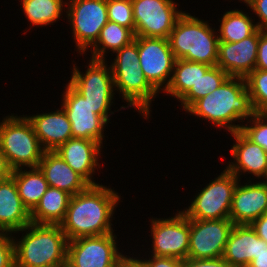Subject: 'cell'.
<instances>
[{
    "label": "cell",
    "mask_w": 267,
    "mask_h": 267,
    "mask_svg": "<svg viewBox=\"0 0 267 267\" xmlns=\"http://www.w3.org/2000/svg\"><path fill=\"white\" fill-rule=\"evenodd\" d=\"M250 225L255 230L257 236L267 243V213L254 220Z\"/></svg>",
    "instance_id": "41"
},
{
    "label": "cell",
    "mask_w": 267,
    "mask_h": 267,
    "mask_svg": "<svg viewBox=\"0 0 267 267\" xmlns=\"http://www.w3.org/2000/svg\"><path fill=\"white\" fill-rule=\"evenodd\" d=\"M145 261L146 267H180L181 261L174 257H164V256H152L145 251ZM148 256V257H147Z\"/></svg>",
    "instance_id": "38"
},
{
    "label": "cell",
    "mask_w": 267,
    "mask_h": 267,
    "mask_svg": "<svg viewBox=\"0 0 267 267\" xmlns=\"http://www.w3.org/2000/svg\"><path fill=\"white\" fill-rule=\"evenodd\" d=\"M88 59L89 63H85L88 66H84L87 68L84 72L76 66V62L72 63L70 69L72 73L68 83L87 100L94 113L111 124V117L117 111L111 110L116 100V92L109 61Z\"/></svg>",
    "instance_id": "6"
},
{
    "label": "cell",
    "mask_w": 267,
    "mask_h": 267,
    "mask_svg": "<svg viewBox=\"0 0 267 267\" xmlns=\"http://www.w3.org/2000/svg\"><path fill=\"white\" fill-rule=\"evenodd\" d=\"M31 223L30 212L23 205L17 185L10 175L0 181V224L13 233Z\"/></svg>",
    "instance_id": "23"
},
{
    "label": "cell",
    "mask_w": 267,
    "mask_h": 267,
    "mask_svg": "<svg viewBox=\"0 0 267 267\" xmlns=\"http://www.w3.org/2000/svg\"><path fill=\"white\" fill-rule=\"evenodd\" d=\"M25 18L33 27H48L62 20L67 0H18ZM64 18H63V17Z\"/></svg>",
    "instance_id": "25"
},
{
    "label": "cell",
    "mask_w": 267,
    "mask_h": 267,
    "mask_svg": "<svg viewBox=\"0 0 267 267\" xmlns=\"http://www.w3.org/2000/svg\"><path fill=\"white\" fill-rule=\"evenodd\" d=\"M234 227L230 218L219 220L190 219L188 257L213 259L222 257Z\"/></svg>",
    "instance_id": "14"
},
{
    "label": "cell",
    "mask_w": 267,
    "mask_h": 267,
    "mask_svg": "<svg viewBox=\"0 0 267 267\" xmlns=\"http://www.w3.org/2000/svg\"><path fill=\"white\" fill-rule=\"evenodd\" d=\"M61 93V107L66 113L72 127V138L96 141L100 144L105 139L104 132L109 125L101 116L94 113V109L87 100L79 94L69 83L64 84Z\"/></svg>",
    "instance_id": "13"
},
{
    "label": "cell",
    "mask_w": 267,
    "mask_h": 267,
    "mask_svg": "<svg viewBox=\"0 0 267 267\" xmlns=\"http://www.w3.org/2000/svg\"><path fill=\"white\" fill-rule=\"evenodd\" d=\"M261 251H267V243L257 236L251 225L234 224L222 257L232 267H247Z\"/></svg>",
    "instance_id": "21"
},
{
    "label": "cell",
    "mask_w": 267,
    "mask_h": 267,
    "mask_svg": "<svg viewBox=\"0 0 267 267\" xmlns=\"http://www.w3.org/2000/svg\"><path fill=\"white\" fill-rule=\"evenodd\" d=\"M229 75L220 67L211 66L197 84L192 85L191 89L178 101L183 111H187L197 100L207 96L217 89Z\"/></svg>",
    "instance_id": "30"
},
{
    "label": "cell",
    "mask_w": 267,
    "mask_h": 267,
    "mask_svg": "<svg viewBox=\"0 0 267 267\" xmlns=\"http://www.w3.org/2000/svg\"><path fill=\"white\" fill-rule=\"evenodd\" d=\"M108 20L129 28L135 34L131 0H107Z\"/></svg>",
    "instance_id": "32"
},
{
    "label": "cell",
    "mask_w": 267,
    "mask_h": 267,
    "mask_svg": "<svg viewBox=\"0 0 267 267\" xmlns=\"http://www.w3.org/2000/svg\"><path fill=\"white\" fill-rule=\"evenodd\" d=\"M255 69L267 70V32H262L259 36Z\"/></svg>",
    "instance_id": "39"
},
{
    "label": "cell",
    "mask_w": 267,
    "mask_h": 267,
    "mask_svg": "<svg viewBox=\"0 0 267 267\" xmlns=\"http://www.w3.org/2000/svg\"><path fill=\"white\" fill-rule=\"evenodd\" d=\"M187 113L229 134L241 130L243 122L251 118L255 111L245 78L229 76L212 93L197 100Z\"/></svg>",
    "instance_id": "2"
},
{
    "label": "cell",
    "mask_w": 267,
    "mask_h": 267,
    "mask_svg": "<svg viewBox=\"0 0 267 267\" xmlns=\"http://www.w3.org/2000/svg\"><path fill=\"white\" fill-rule=\"evenodd\" d=\"M38 168L50 187L58 188L75 195L86 190L90 184L76 173L54 151H45Z\"/></svg>",
    "instance_id": "22"
},
{
    "label": "cell",
    "mask_w": 267,
    "mask_h": 267,
    "mask_svg": "<svg viewBox=\"0 0 267 267\" xmlns=\"http://www.w3.org/2000/svg\"><path fill=\"white\" fill-rule=\"evenodd\" d=\"M117 236L113 232L68 241L66 267H115L124 252Z\"/></svg>",
    "instance_id": "12"
},
{
    "label": "cell",
    "mask_w": 267,
    "mask_h": 267,
    "mask_svg": "<svg viewBox=\"0 0 267 267\" xmlns=\"http://www.w3.org/2000/svg\"><path fill=\"white\" fill-rule=\"evenodd\" d=\"M103 148L104 146L96 141L71 138L54 152L90 185H98L100 183H97L93 176L99 170L101 171L103 164H105H100V159L104 156L102 155Z\"/></svg>",
    "instance_id": "17"
},
{
    "label": "cell",
    "mask_w": 267,
    "mask_h": 267,
    "mask_svg": "<svg viewBox=\"0 0 267 267\" xmlns=\"http://www.w3.org/2000/svg\"><path fill=\"white\" fill-rule=\"evenodd\" d=\"M264 182H267V175H266V177H265V179L263 180Z\"/></svg>",
    "instance_id": "47"
},
{
    "label": "cell",
    "mask_w": 267,
    "mask_h": 267,
    "mask_svg": "<svg viewBox=\"0 0 267 267\" xmlns=\"http://www.w3.org/2000/svg\"><path fill=\"white\" fill-rule=\"evenodd\" d=\"M23 205L31 212L48 189V182L37 168H19L11 172Z\"/></svg>",
    "instance_id": "26"
},
{
    "label": "cell",
    "mask_w": 267,
    "mask_h": 267,
    "mask_svg": "<svg viewBox=\"0 0 267 267\" xmlns=\"http://www.w3.org/2000/svg\"><path fill=\"white\" fill-rule=\"evenodd\" d=\"M115 54L113 60H109L111 70H130L140 68L138 44L133 40L130 44L124 46Z\"/></svg>",
    "instance_id": "34"
},
{
    "label": "cell",
    "mask_w": 267,
    "mask_h": 267,
    "mask_svg": "<svg viewBox=\"0 0 267 267\" xmlns=\"http://www.w3.org/2000/svg\"><path fill=\"white\" fill-rule=\"evenodd\" d=\"M175 214V215H174ZM151 225V249L152 256L174 257L183 260L188 257L190 240V219L179 209L176 213L166 218H149Z\"/></svg>",
    "instance_id": "9"
},
{
    "label": "cell",
    "mask_w": 267,
    "mask_h": 267,
    "mask_svg": "<svg viewBox=\"0 0 267 267\" xmlns=\"http://www.w3.org/2000/svg\"><path fill=\"white\" fill-rule=\"evenodd\" d=\"M238 181L232 198L229 214L233 224H251L267 213V182Z\"/></svg>",
    "instance_id": "19"
},
{
    "label": "cell",
    "mask_w": 267,
    "mask_h": 267,
    "mask_svg": "<svg viewBox=\"0 0 267 267\" xmlns=\"http://www.w3.org/2000/svg\"><path fill=\"white\" fill-rule=\"evenodd\" d=\"M12 170L9 168L5 156L0 150V181L7 179L11 175Z\"/></svg>",
    "instance_id": "43"
},
{
    "label": "cell",
    "mask_w": 267,
    "mask_h": 267,
    "mask_svg": "<svg viewBox=\"0 0 267 267\" xmlns=\"http://www.w3.org/2000/svg\"><path fill=\"white\" fill-rule=\"evenodd\" d=\"M134 38L135 34L129 28L108 21L101 29L96 43L87 51L91 53L89 58L107 60L106 57L109 56L110 52L112 55L124 46L130 44Z\"/></svg>",
    "instance_id": "29"
},
{
    "label": "cell",
    "mask_w": 267,
    "mask_h": 267,
    "mask_svg": "<svg viewBox=\"0 0 267 267\" xmlns=\"http://www.w3.org/2000/svg\"><path fill=\"white\" fill-rule=\"evenodd\" d=\"M241 131L267 152V113H255L243 122Z\"/></svg>",
    "instance_id": "33"
},
{
    "label": "cell",
    "mask_w": 267,
    "mask_h": 267,
    "mask_svg": "<svg viewBox=\"0 0 267 267\" xmlns=\"http://www.w3.org/2000/svg\"><path fill=\"white\" fill-rule=\"evenodd\" d=\"M121 197L117 190L102 183L72 195L65 219L60 224L68 241L117 231L113 229V215L123 202Z\"/></svg>",
    "instance_id": "1"
},
{
    "label": "cell",
    "mask_w": 267,
    "mask_h": 267,
    "mask_svg": "<svg viewBox=\"0 0 267 267\" xmlns=\"http://www.w3.org/2000/svg\"><path fill=\"white\" fill-rule=\"evenodd\" d=\"M49 267H66V266H49Z\"/></svg>",
    "instance_id": "46"
},
{
    "label": "cell",
    "mask_w": 267,
    "mask_h": 267,
    "mask_svg": "<svg viewBox=\"0 0 267 267\" xmlns=\"http://www.w3.org/2000/svg\"><path fill=\"white\" fill-rule=\"evenodd\" d=\"M243 4L256 16L253 18L257 21V29L267 32V0H247Z\"/></svg>",
    "instance_id": "35"
},
{
    "label": "cell",
    "mask_w": 267,
    "mask_h": 267,
    "mask_svg": "<svg viewBox=\"0 0 267 267\" xmlns=\"http://www.w3.org/2000/svg\"><path fill=\"white\" fill-rule=\"evenodd\" d=\"M247 267H267V251H261L257 256H254Z\"/></svg>",
    "instance_id": "42"
},
{
    "label": "cell",
    "mask_w": 267,
    "mask_h": 267,
    "mask_svg": "<svg viewBox=\"0 0 267 267\" xmlns=\"http://www.w3.org/2000/svg\"><path fill=\"white\" fill-rule=\"evenodd\" d=\"M12 233L0 238V267H15L14 241Z\"/></svg>",
    "instance_id": "36"
},
{
    "label": "cell",
    "mask_w": 267,
    "mask_h": 267,
    "mask_svg": "<svg viewBox=\"0 0 267 267\" xmlns=\"http://www.w3.org/2000/svg\"><path fill=\"white\" fill-rule=\"evenodd\" d=\"M257 29L238 42H219L217 66L231 77L246 78L256 68L259 36Z\"/></svg>",
    "instance_id": "18"
},
{
    "label": "cell",
    "mask_w": 267,
    "mask_h": 267,
    "mask_svg": "<svg viewBox=\"0 0 267 267\" xmlns=\"http://www.w3.org/2000/svg\"><path fill=\"white\" fill-rule=\"evenodd\" d=\"M239 179L226 167L201 187L181 212L189 219L219 220L229 218L234 189Z\"/></svg>",
    "instance_id": "7"
},
{
    "label": "cell",
    "mask_w": 267,
    "mask_h": 267,
    "mask_svg": "<svg viewBox=\"0 0 267 267\" xmlns=\"http://www.w3.org/2000/svg\"><path fill=\"white\" fill-rule=\"evenodd\" d=\"M12 235L15 267L66 266L68 239L60 225L31 222Z\"/></svg>",
    "instance_id": "3"
},
{
    "label": "cell",
    "mask_w": 267,
    "mask_h": 267,
    "mask_svg": "<svg viewBox=\"0 0 267 267\" xmlns=\"http://www.w3.org/2000/svg\"><path fill=\"white\" fill-rule=\"evenodd\" d=\"M140 69L148 83L163 93L170 83L175 57L166 38L135 36Z\"/></svg>",
    "instance_id": "11"
},
{
    "label": "cell",
    "mask_w": 267,
    "mask_h": 267,
    "mask_svg": "<svg viewBox=\"0 0 267 267\" xmlns=\"http://www.w3.org/2000/svg\"><path fill=\"white\" fill-rule=\"evenodd\" d=\"M180 267H232L223 257L213 259H193L187 257L181 261Z\"/></svg>",
    "instance_id": "37"
},
{
    "label": "cell",
    "mask_w": 267,
    "mask_h": 267,
    "mask_svg": "<svg viewBox=\"0 0 267 267\" xmlns=\"http://www.w3.org/2000/svg\"><path fill=\"white\" fill-rule=\"evenodd\" d=\"M135 36L168 39L177 20L185 11L175 0H131Z\"/></svg>",
    "instance_id": "10"
},
{
    "label": "cell",
    "mask_w": 267,
    "mask_h": 267,
    "mask_svg": "<svg viewBox=\"0 0 267 267\" xmlns=\"http://www.w3.org/2000/svg\"><path fill=\"white\" fill-rule=\"evenodd\" d=\"M130 253L131 251H129V255H126L128 254V252L125 254H122L117 260L115 267H146L145 261L142 257H140L142 255H140L138 251L135 252V255H134V252H132V254ZM136 253H138L139 256L136 255Z\"/></svg>",
    "instance_id": "40"
},
{
    "label": "cell",
    "mask_w": 267,
    "mask_h": 267,
    "mask_svg": "<svg viewBox=\"0 0 267 267\" xmlns=\"http://www.w3.org/2000/svg\"><path fill=\"white\" fill-rule=\"evenodd\" d=\"M9 234V232H7L3 226L0 224V238H3L5 236H7Z\"/></svg>",
    "instance_id": "44"
},
{
    "label": "cell",
    "mask_w": 267,
    "mask_h": 267,
    "mask_svg": "<svg viewBox=\"0 0 267 267\" xmlns=\"http://www.w3.org/2000/svg\"><path fill=\"white\" fill-rule=\"evenodd\" d=\"M45 151H55L72 138L71 123L62 107L54 111L25 115Z\"/></svg>",
    "instance_id": "20"
},
{
    "label": "cell",
    "mask_w": 267,
    "mask_h": 267,
    "mask_svg": "<svg viewBox=\"0 0 267 267\" xmlns=\"http://www.w3.org/2000/svg\"><path fill=\"white\" fill-rule=\"evenodd\" d=\"M208 20L184 12L169 34L168 41L175 59L217 65L219 38Z\"/></svg>",
    "instance_id": "4"
},
{
    "label": "cell",
    "mask_w": 267,
    "mask_h": 267,
    "mask_svg": "<svg viewBox=\"0 0 267 267\" xmlns=\"http://www.w3.org/2000/svg\"><path fill=\"white\" fill-rule=\"evenodd\" d=\"M0 150L9 168H37L45 150L28 118L7 114L0 121Z\"/></svg>",
    "instance_id": "5"
},
{
    "label": "cell",
    "mask_w": 267,
    "mask_h": 267,
    "mask_svg": "<svg viewBox=\"0 0 267 267\" xmlns=\"http://www.w3.org/2000/svg\"><path fill=\"white\" fill-rule=\"evenodd\" d=\"M67 22L77 53L84 56L97 41L108 20L107 0H67Z\"/></svg>",
    "instance_id": "8"
},
{
    "label": "cell",
    "mask_w": 267,
    "mask_h": 267,
    "mask_svg": "<svg viewBox=\"0 0 267 267\" xmlns=\"http://www.w3.org/2000/svg\"><path fill=\"white\" fill-rule=\"evenodd\" d=\"M71 196L64 190L49 186L39 203L30 212L31 222L60 225L65 219Z\"/></svg>",
    "instance_id": "24"
},
{
    "label": "cell",
    "mask_w": 267,
    "mask_h": 267,
    "mask_svg": "<svg viewBox=\"0 0 267 267\" xmlns=\"http://www.w3.org/2000/svg\"><path fill=\"white\" fill-rule=\"evenodd\" d=\"M114 80V89L126 105H122L117 111L133 109L141 115L143 120L152 116V102L159 93L148 83L143 71L138 69L111 70ZM157 96V97H156ZM152 105V106H151Z\"/></svg>",
    "instance_id": "15"
},
{
    "label": "cell",
    "mask_w": 267,
    "mask_h": 267,
    "mask_svg": "<svg viewBox=\"0 0 267 267\" xmlns=\"http://www.w3.org/2000/svg\"><path fill=\"white\" fill-rule=\"evenodd\" d=\"M210 67L204 63L176 59L170 83L163 93L179 101Z\"/></svg>",
    "instance_id": "28"
},
{
    "label": "cell",
    "mask_w": 267,
    "mask_h": 267,
    "mask_svg": "<svg viewBox=\"0 0 267 267\" xmlns=\"http://www.w3.org/2000/svg\"><path fill=\"white\" fill-rule=\"evenodd\" d=\"M229 135L234 142L229 150L232 160L227 161L226 168L239 180L244 176L246 180H264L267 175V152L241 130L231 132Z\"/></svg>",
    "instance_id": "16"
},
{
    "label": "cell",
    "mask_w": 267,
    "mask_h": 267,
    "mask_svg": "<svg viewBox=\"0 0 267 267\" xmlns=\"http://www.w3.org/2000/svg\"><path fill=\"white\" fill-rule=\"evenodd\" d=\"M245 81L255 113H267V70L255 69Z\"/></svg>",
    "instance_id": "31"
},
{
    "label": "cell",
    "mask_w": 267,
    "mask_h": 267,
    "mask_svg": "<svg viewBox=\"0 0 267 267\" xmlns=\"http://www.w3.org/2000/svg\"><path fill=\"white\" fill-rule=\"evenodd\" d=\"M232 0H230L229 2H231ZM239 2H242V3H244V2H246L247 0H238Z\"/></svg>",
    "instance_id": "45"
},
{
    "label": "cell",
    "mask_w": 267,
    "mask_h": 267,
    "mask_svg": "<svg viewBox=\"0 0 267 267\" xmlns=\"http://www.w3.org/2000/svg\"><path fill=\"white\" fill-rule=\"evenodd\" d=\"M221 18H218L217 33L219 42H238L251 36L256 30V21L254 15L243 12L238 8L223 12ZM250 15V16H249ZM253 15V16H252Z\"/></svg>",
    "instance_id": "27"
}]
</instances>
